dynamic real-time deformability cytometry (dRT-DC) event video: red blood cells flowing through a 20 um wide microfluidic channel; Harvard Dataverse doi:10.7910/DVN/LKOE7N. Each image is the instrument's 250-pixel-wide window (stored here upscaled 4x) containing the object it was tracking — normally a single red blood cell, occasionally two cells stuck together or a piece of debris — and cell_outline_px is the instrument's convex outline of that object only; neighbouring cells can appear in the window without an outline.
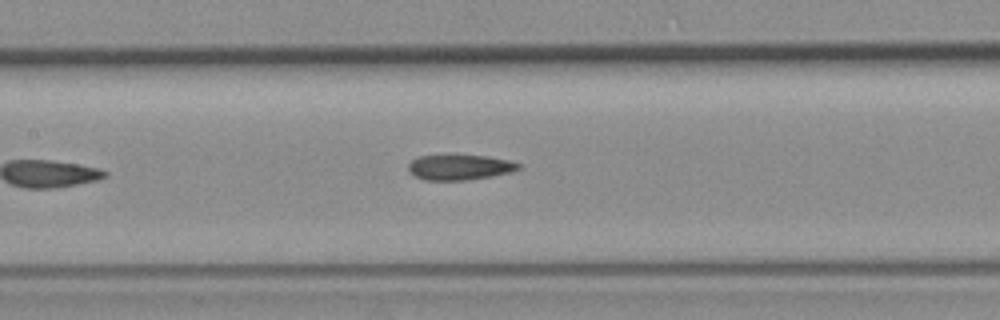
{"species": "common noctule bat (a hibernating species)", "species_latin": "Nyctalus noctula", "temperature_condition": "room temperature", "stored_images_in_passage": 5, "camera_frame_rate_fps": 3000, "um_per_image_px": 0.085, "animal": {"sex": "female", "body_mass_g": 19.3, "forearm_length_mm": 54.1}, "frame": {"image": 1, "passage_image": 5, "time_ms": 4.667, "image_size_px": [1000, 320], "cell_outline_px": [[520, 168], [512, 172], [492, 176], [468, 180], [424, 180], [408, 172], [408, 164], [412, 160], [420, 156], [484, 156], [508, 160], [520, 164]], "centroid_in_image_um": [39.06, 14.23], "position_along_channel_um": 168.3, "area_um2": 16.01}}